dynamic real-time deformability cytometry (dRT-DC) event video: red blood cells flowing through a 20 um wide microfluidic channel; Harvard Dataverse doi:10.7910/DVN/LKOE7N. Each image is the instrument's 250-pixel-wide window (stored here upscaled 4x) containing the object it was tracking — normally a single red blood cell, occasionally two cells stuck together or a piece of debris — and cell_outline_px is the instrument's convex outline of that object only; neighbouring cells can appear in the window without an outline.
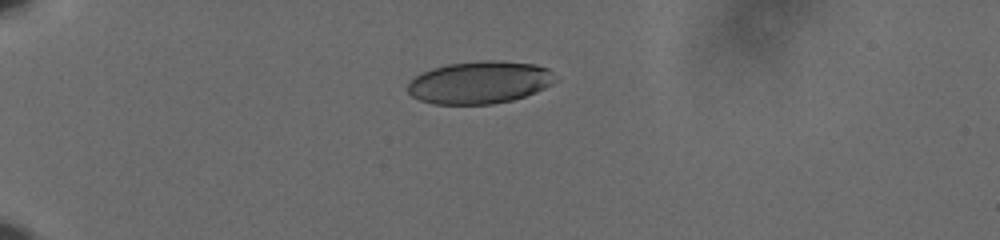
{"species": "human", "species_latin": "Homo sapiens", "temperature_condition": "cold", "stored_images_in_passage": 43, "camera_frame_rate_fps": 3000, "um_per_image_px": 0.085, "donor": {"sex": "male"}, "frame": {"image": 1, "passage_image": 1, "time_ms": 0.0, "image_size_px": [1000, 240], "cell_outline_px": [[560, 80], [536, 92], [512, 100], [492, 104], [436, 104], [420, 100], [412, 96], [408, 92], [408, 84], [416, 76], [432, 68], [448, 64], [484, 60], [500, 60], [536, 64], [548, 68]], "centroid_in_image_um": [40.83, 7.0], "position_along_channel_um": 44.2, "area_um2": 36.65}}
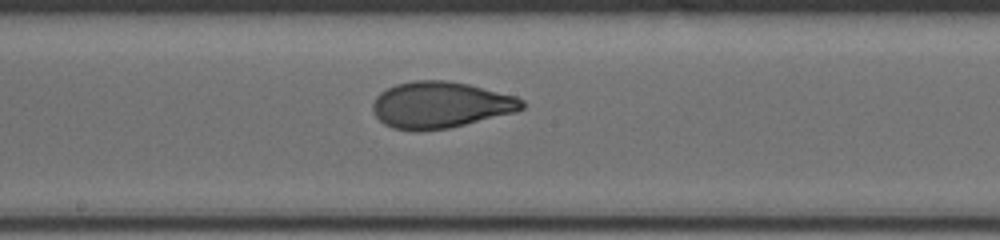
{"frame": {"image": 2, "passage_image": 19, "time_ms": 6.0, "image_size_px": [1000, 240], "cell_outline_px": [[524, 108], [516, 112], [448, 128], [420, 132], [416, 132], [392, 128], [384, 124], [376, 116], [372, 108], [372, 104], [376, 96], [380, 92], [396, 84], [412, 80], [444, 80], [468, 84], [516, 96], [524, 100]], "centroid_in_image_um": [37.42, 8.92], "position_along_channel_um": 210.8, "area_um2": 40.58}}
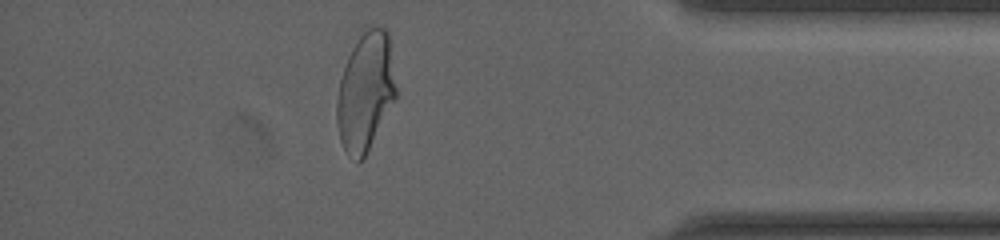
{"frame": {"image": 3, "passage_image": 37, "time_ms": 12.0, "image_size_px": [1000, 240], "cell_outline_px": [[396, 100], [360, 164], [348, 156], [340, 140], [336, 124], [336, 100], [340, 80], [348, 56], [364, 24], [376, 24], [388, 28], [396, 88]], "centroid_in_image_um": [31.07, 7.73], "position_along_channel_um": 404.1, "area_um2": 41.73}, "authors_computed_cell_mechanics": {"area_um2": 40.3444, "velocity_mm_per_s": 3.6314, "shape_relaxation_time_tau1_ms": 5.3313, "shape_relaxation_time_tau2_ms": 0.8185, "deformation_change_tau1": 0.184, "deformation_change_tau2": 0.0591}}